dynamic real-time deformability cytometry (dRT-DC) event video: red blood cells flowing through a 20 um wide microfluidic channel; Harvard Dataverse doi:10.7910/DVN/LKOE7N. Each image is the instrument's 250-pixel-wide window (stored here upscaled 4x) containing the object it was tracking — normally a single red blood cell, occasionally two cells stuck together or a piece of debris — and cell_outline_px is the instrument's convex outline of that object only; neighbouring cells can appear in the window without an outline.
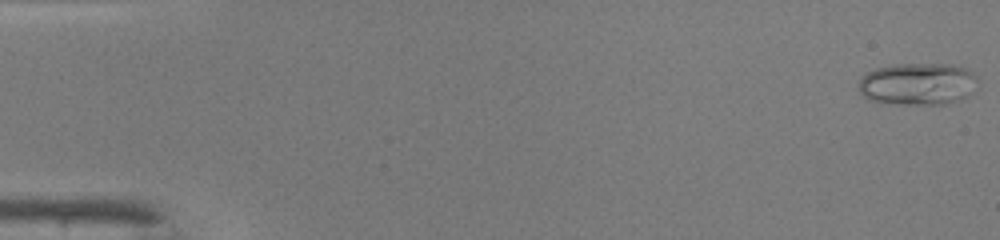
{"species": "common noctule bat (a hibernating species)", "species_latin": "Nyctalus noctula", "temperature_condition": "warm", "stored_images_in_passage": 13, "camera_frame_rate_fps": 3000, "um_per_image_px": 0.085, "animal": {"sex": "male", "body_mass_g": 19.0, "forearm_length_mm": 50.8}, "frame": {"image": 1, "passage_image": 1, "time_ms": 0.0, "image_size_px": [1000, 240], "cell_outline_px": [[976, 80], [972, 92], [968, 96], [944, 104], [908, 104], [868, 100], [860, 92], [860, 76], [876, 68], [896, 64], [948, 64], [964, 68]], "centroid_in_image_um": [77.96, 7.13], "position_along_channel_um": 7.0, "area_um2": 28.67}}